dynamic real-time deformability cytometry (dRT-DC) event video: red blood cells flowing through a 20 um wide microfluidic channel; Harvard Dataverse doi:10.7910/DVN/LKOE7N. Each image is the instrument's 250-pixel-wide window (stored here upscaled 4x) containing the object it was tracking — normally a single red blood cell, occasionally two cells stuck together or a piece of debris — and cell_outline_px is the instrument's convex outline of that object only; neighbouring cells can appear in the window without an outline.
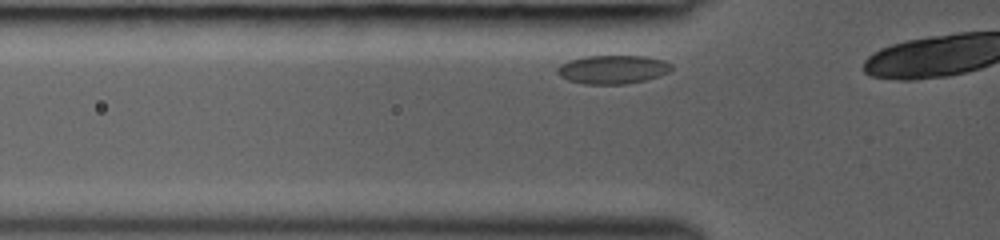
{"species": "common noctule bat (a hibernating species)", "species_latin": "Nyctalus noctula", "temperature_condition": "room temperature", "stored_images_in_passage": 4, "camera_frame_rate_fps": 3000, "um_per_image_px": 0.085, "animal": {"sex": "female", "body_mass_g": 19.0, "forearm_length_mm": 53.3}, "frame": {"image": 1, "passage_image": 2, "time_ms": 0.333, "image_size_px": [1000, 240], "cell_outline_px": [[672, 68], [668, 72], [644, 80], [624, 84], [584, 84], [568, 80], [560, 76], [556, 72], [556, 68], [560, 64], [568, 60], [584, 56], [644, 56], [664, 60], [672, 64]], "centroid_in_image_um": [52.03, 5.89], "position_along_channel_um": 73.8, "area_um2": 19.02}}